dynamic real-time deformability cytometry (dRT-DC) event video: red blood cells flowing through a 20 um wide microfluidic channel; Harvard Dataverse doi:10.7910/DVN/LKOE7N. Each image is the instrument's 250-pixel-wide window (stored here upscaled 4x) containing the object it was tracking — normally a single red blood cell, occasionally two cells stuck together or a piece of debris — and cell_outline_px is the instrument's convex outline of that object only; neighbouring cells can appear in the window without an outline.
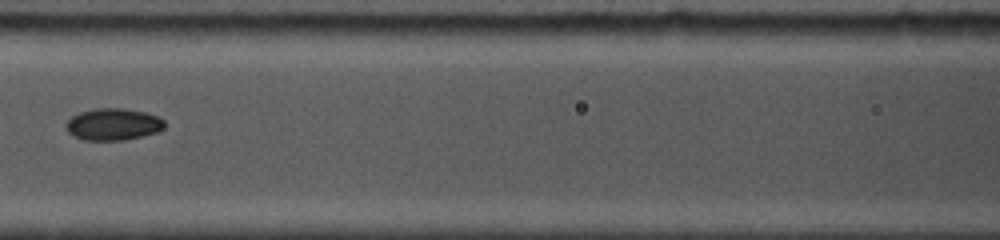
{"species": "common noctule bat (a hibernating species)", "species_latin": "Nyctalus noctula", "temperature_condition": "cold", "stored_images_in_passage": 29, "camera_frame_rate_fps": 5000, "um_per_image_px": 0.085, "animal": {"sex": "female", "body_mass_g": 19.0, "forearm_length_mm": 53.3}, "frame": {"image": 1, "passage_image": 9, "time_ms": 2.6, "image_size_px": [1000, 240], "cell_outline_px": [[164, 128], [156, 132], [124, 140], [84, 140], [72, 136], [64, 128], [64, 124], [72, 116], [80, 112], [96, 108], [124, 108], [144, 112], [156, 116], [164, 120]], "centroid_in_image_um": [9.56, 10.56], "position_along_channel_um": 157.0, "area_um2": 18.32}}
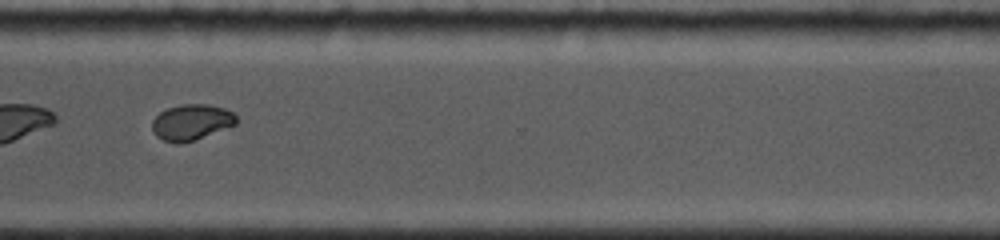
{"frame": {"image": 2, "passage_image": 21, "time_ms": 7.8, "image_size_px": [1000, 240], "cell_outline_px": [[236, 124], [192, 140], [180, 144], [176, 144], [164, 140], [156, 136], [152, 132], [152, 120], [160, 112], [168, 108], [180, 104], [208, 104], [224, 108], [232, 112], [236, 116]], "centroid_in_image_um": [16.23, 10.38], "position_along_channel_um": 354.4, "area_um2": 17.4}, "authors_computed_cell_mechanics": {"area_um2": 18.0336, "velocity_mm_per_s": 3.8094, "shape_relaxation_time_tau1_ms": null, "shape_relaxation_time_tau2_ms": 1.4625, "deformation_change_tau1": null, "deformation_change_tau2": 0.0307}}